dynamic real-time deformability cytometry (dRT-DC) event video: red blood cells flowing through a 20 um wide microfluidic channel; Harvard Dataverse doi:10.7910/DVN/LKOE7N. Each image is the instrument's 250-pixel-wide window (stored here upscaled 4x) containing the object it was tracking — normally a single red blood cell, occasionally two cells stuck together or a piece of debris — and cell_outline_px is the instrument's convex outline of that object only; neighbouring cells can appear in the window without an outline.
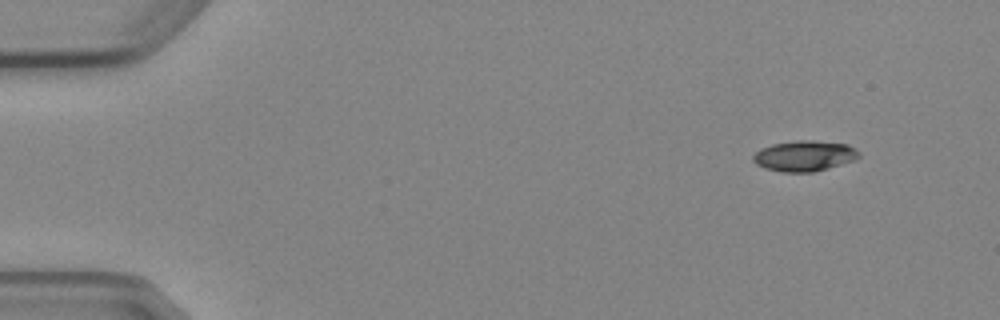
{"species": "Egyptian fruit bat (a non-hibernating species)", "species_latin": "Rousettus aegyptiacus", "temperature_condition": "cold", "stored_images_in_passage": 4, "camera_frame_rate_fps": 3000, "um_per_image_px": 0.085, "animal": {"sex": "female"}, "frame": {"image": 1, "passage_image": 1, "time_ms": 0.0, "image_size_px": [1000, 320], "cell_outline_px": [[860, 156], [856, 160], [828, 168], [812, 172], [780, 172], [764, 168], [756, 164], [752, 160], [752, 156], [760, 148], [772, 144], [796, 140], [812, 140], [848, 144], [856, 148], [860, 152]], "centroid_in_image_um": [68.38, 13.25], "position_along_channel_um": 16.6, "area_um2": 19.13}}
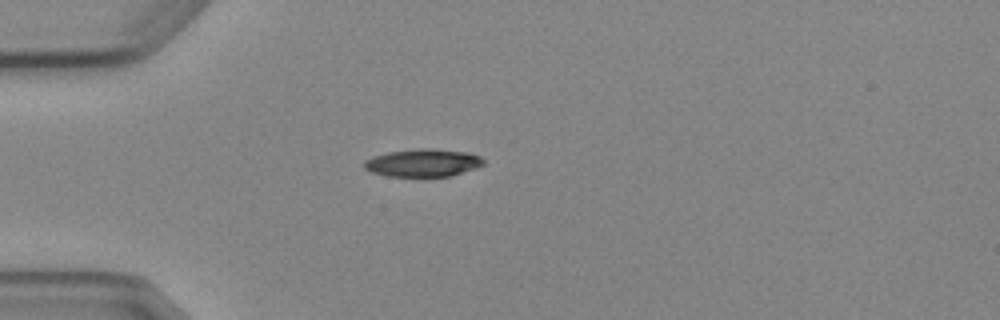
{"frame": {"image": 2, "passage_image": 4, "time_ms": 3.333, "image_size_px": [1000, 320], "cell_outline_px": [[484, 164], [476, 168], [452, 176], [388, 176], [372, 172], [364, 168], [364, 160], [372, 156], [388, 152], [420, 148], [432, 148], [468, 152], [480, 156], [484, 160]], "centroid_in_image_um": [35.96, 13.83], "position_along_channel_um": 49.0, "area_um2": 19.36}}